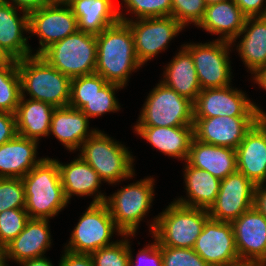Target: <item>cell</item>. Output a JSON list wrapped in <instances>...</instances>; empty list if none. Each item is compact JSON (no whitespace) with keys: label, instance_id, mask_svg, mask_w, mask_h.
I'll return each mask as SVG.
<instances>
[{"label":"cell","instance_id":"6da1fadb","mask_svg":"<svg viewBox=\"0 0 266 266\" xmlns=\"http://www.w3.org/2000/svg\"><path fill=\"white\" fill-rule=\"evenodd\" d=\"M96 42L95 73L108 83L125 87L132 71L142 67L135 53L130 26L119 20L96 35Z\"/></svg>","mask_w":266,"mask_h":266},{"label":"cell","instance_id":"7a4b0ae2","mask_svg":"<svg viewBox=\"0 0 266 266\" xmlns=\"http://www.w3.org/2000/svg\"><path fill=\"white\" fill-rule=\"evenodd\" d=\"M25 190V207L29 218L49 219L69 203L61 184L56 159L46 158L21 178Z\"/></svg>","mask_w":266,"mask_h":266},{"label":"cell","instance_id":"3957f363","mask_svg":"<svg viewBox=\"0 0 266 266\" xmlns=\"http://www.w3.org/2000/svg\"><path fill=\"white\" fill-rule=\"evenodd\" d=\"M21 79V97L66 107L70 101L71 78L62 74L40 55H30L17 61Z\"/></svg>","mask_w":266,"mask_h":266},{"label":"cell","instance_id":"277c9868","mask_svg":"<svg viewBox=\"0 0 266 266\" xmlns=\"http://www.w3.org/2000/svg\"><path fill=\"white\" fill-rule=\"evenodd\" d=\"M209 218L206 209L187 207L173 201L153 219L150 230L160 246L193 248Z\"/></svg>","mask_w":266,"mask_h":266},{"label":"cell","instance_id":"5b68a950","mask_svg":"<svg viewBox=\"0 0 266 266\" xmlns=\"http://www.w3.org/2000/svg\"><path fill=\"white\" fill-rule=\"evenodd\" d=\"M81 146L79 156L98 173L102 181L113 185L134 176V159L130 151L101 130H97Z\"/></svg>","mask_w":266,"mask_h":266},{"label":"cell","instance_id":"8992f818","mask_svg":"<svg viewBox=\"0 0 266 266\" xmlns=\"http://www.w3.org/2000/svg\"><path fill=\"white\" fill-rule=\"evenodd\" d=\"M40 56L71 79L94 74L97 57L96 35L77 30L53 43Z\"/></svg>","mask_w":266,"mask_h":266},{"label":"cell","instance_id":"52a82bcc","mask_svg":"<svg viewBox=\"0 0 266 266\" xmlns=\"http://www.w3.org/2000/svg\"><path fill=\"white\" fill-rule=\"evenodd\" d=\"M134 126H193V102L160 81L145 99Z\"/></svg>","mask_w":266,"mask_h":266},{"label":"cell","instance_id":"ba28073f","mask_svg":"<svg viewBox=\"0 0 266 266\" xmlns=\"http://www.w3.org/2000/svg\"><path fill=\"white\" fill-rule=\"evenodd\" d=\"M153 181L151 177L144 178L106 197L104 203L122 234L135 235L140 221L149 212L155 195Z\"/></svg>","mask_w":266,"mask_h":266},{"label":"cell","instance_id":"9c48e42d","mask_svg":"<svg viewBox=\"0 0 266 266\" xmlns=\"http://www.w3.org/2000/svg\"><path fill=\"white\" fill-rule=\"evenodd\" d=\"M114 232L123 235L116 227L107 205L104 202L91 203L71 232L65 249L73 253L91 254L113 244L110 240Z\"/></svg>","mask_w":266,"mask_h":266},{"label":"cell","instance_id":"30bf717a","mask_svg":"<svg viewBox=\"0 0 266 266\" xmlns=\"http://www.w3.org/2000/svg\"><path fill=\"white\" fill-rule=\"evenodd\" d=\"M119 20L130 26L133 35L134 48L141 65L153 59L168 43L177 36L184 27L172 16L136 19L124 17L118 11Z\"/></svg>","mask_w":266,"mask_h":266},{"label":"cell","instance_id":"8fae6325","mask_svg":"<svg viewBox=\"0 0 266 266\" xmlns=\"http://www.w3.org/2000/svg\"><path fill=\"white\" fill-rule=\"evenodd\" d=\"M232 45L231 42L220 39L204 44H183L193 58L201 89L231 85L229 50Z\"/></svg>","mask_w":266,"mask_h":266},{"label":"cell","instance_id":"7c38bea8","mask_svg":"<svg viewBox=\"0 0 266 266\" xmlns=\"http://www.w3.org/2000/svg\"><path fill=\"white\" fill-rule=\"evenodd\" d=\"M78 30V22L67 3L54 0L52 3L29 13V33L39 37L40 55L53 43L61 41Z\"/></svg>","mask_w":266,"mask_h":266},{"label":"cell","instance_id":"4fadbf2b","mask_svg":"<svg viewBox=\"0 0 266 266\" xmlns=\"http://www.w3.org/2000/svg\"><path fill=\"white\" fill-rule=\"evenodd\" d=\"M194 118L256 116L260 108L242 90L230 85L202 89L193 103Z\"/></svg>","mask_w":266,"mask_h":266},{"label":"cell","instance_id":"5bb4252c","mask_svg":"<svg viewBox=\"0 0 266 266\" xmlns=\"http://www.w3.org/2000/svg\"><path fill=\"white\" fill-rule=\"evenodd\" d=\"M255 187L241 172L229 174L220 182L219 193L208 210L210 218L232 223L253 207Z\"/></svg>","mask_w":266,"mask_h":266},{"label":"cell","instance_id":"9a60e30c","mask_svg":"<svg viewBox=\"0 0 266 266\" xmlns=\"http://www.w3.org/2000/svg\"><path fill=\"white\" fill-rule=\"evenodd\" d=\"M194 251L210 266L239 261L232 223L209 218L196 239Z\"/></svg>","mask_w":266,"mask_h":266},{"label":"cell","instance_id":"2e32d148","mask_svg":"<svg viewBox=\"0 0 266 266\" xmlns=\"http://www.w3.org/2000/svg\"><path fill=\"white\" fill-rule=\"evenodd\" d=\"M256 116L194 118L193 135L200 142L237 149Z\"/></svg>","mask_w":266,"mask_h":266},{"label":"cell","instance_id":"e0dca14e","mask_svg":"<svg viewBox=\"0 0 266 266\" xmlns=\"http://www.w3.org/2000/svg\"><path fill=\"white\" fill-rule=\"evenodd\" d=\"M240 260L266 265V217L254 206L232 222Z\"/></svg>","mask_w":266,"mask_h":266},{"label":"cell","instance_id":"ac0fdd59","mask_svg":"<svg viewBox=\"0 0 266 266\" xmlns=\"http://www.w3.org/2000/svg\"><path fill=\"white\" fill-rule=\"evenodd\" d=\"M18 16V9L0 0V46L13 60H21L33 55L28 46L29 14L22 11Z\"/></svg>","mask_w":266,"mask_h":266},{"label":"cell","instance_id":"d6986e66","mask_svg":"<svg viewBox=\"0 0 266 266\" xmlns=\"http://www.w3.org/2000/svg\"><path fill=\"white\" fill-rule=\"evenodd\" d=\"M49 219L30 218L25 228L4 248L7 259L17 263L43 257L51 246Z\"/></svg>","mask_w":266,"mask_h":266},{"label":"cell","instance_id":"ffe728a7","mask_svg":"<svg viewBox=\"0 0 266 266\" xmlns=\"http://www.w3.org/2000/svg\"><path fill=\"white\" fill-rule=\"evenodd\" d=\"M57 165L64 194L68 201L72 195L91 196L95 194L91 203L105 202L107 196L98 191L102 179L80 156L68 164H62L57 160Z\"/></svg>","mask_w":266,"mask_h":266},{"label":"cell","instance_id":"44dd1931","mask_svg":"<svg viewBox=\"0 0 266 266\" xmlns=\"http://www.w3.org/2000/svg\"><path fill=\"white\" fill-rule=\"evenodd\" d=\"M186 162L194 168L207 171L222 180L237 171L236 151L225 146H216L191 140Z\"/></svg>","mask_w":266,"mask_h":266},{"label":"cell","instance_id":"7402d4cb","mask_svg":"<svg viewBox=\"0 0 266 266\" xmlns=\"http://www.w3.org/2000/svg\"><path fill=\"white\" fill-rule=\"evenodd\" d=\"M38 141L16 135L0 145V178H23L44 158L37 159Z\"/></svg>","mask_w":266,"mask_h":266},{"label":"cell","instance_id":"603a6c76","mask_svg":"<svg viewBox=\"0 0 266 266\" xmlns=\"http://www.w3.org/2000/svg\"><path fill=\"white\" fill-rule=\"evenodd\" d=\"M235 151L237 171L255 186L266 184V138L255 125L245 134Z\"/></svg>","mask_w":266,"mask_h":266},{"label":"cell","instance_id":"cb8c5ba5","mask_svg":"<svg viewBox=\"0 0 266 266\" xmlns=\"http://www.w3.org/2000/svg\"><path fill=\"white\" fill-rule=\"evenodd\" d=\"M89 131V119L81 110L70 106L55 108L49 135L52 133L69 151L80 149L97 130Z\"/></svg>","mask_w":266,"mask_h":266},{"label":"cell","instance_id":"d4e9b609","mask_svg":"<svg viewBox=\"0 0 266 266\" xmlns=\"http://www.w3.org/2000/svg\"><path fill=\"white\" fill-rule=\"evenodd\" d=\"M246 18L234 0H226L206 6L197 27L211 34H221L217 39L232 42L243 29Z\"/></svg>","mask_w":266,"mask_h":266},{"label":"cell","instance_id":"484cf974","mask_svg":"<svg viewBox=\"0 0 266 266\" xmlns=\"http://www.w3.org/2000/svg\"><path fill=\"white\" fill-rule=\"evenodd\" d=\"M140 137L148 141L154 148L170 157L186 162L193 135V126L154 127L134 126Z\"/></svg>","mask_w":266,"mask_h":266},{"label":"cell","instance_id":"4316f807","mask_svg":"<svg viewBox=\"0 0 266 266\" xmlns=\"http://www.w3.org/2000/svg\"><path fill=\"white\" fill-rule=\"evenodd\" d=\"M67 4L82 32L98 35L119 21V8L112 0H69Z\"/></svg>","mask_w":266,"mask_h":266},{"label":"cell","instance_id":"83f0119b","mask_svg":"<svg viewBox=\"0 0 266 266\" xmlns=\"http://www.w3.org/2000/svg\"><path fill=\"white\" fill-rule=\"evenodd\" d=\"M241 35L243 36L236 50L252 74L258 68L266 66V16L247 17L243 29L231 43L234 44Z\"/></svg>","mask_w":266,"mask_h":266},{"label":"cell","instance_id":"f1b7e54d","mask_svg":"<svg viewBox=\"0 0 266 266\" xmlns=\"http://www.w3.org/2000/svg\"><path fill=\"white\" fill-rule=\"evenodd\" d=\"M54 110L51 104L21 97L15 112L17 135L38 142L48 136Z\"/></svg>","mask_w":266,"mask_h":266},{"label":"cell","instance_id":"f546056e","mask_svg":"<svg viewBox=\"0 0 266 266\" xmlns=\"http://www.w3.org/2000/svg\"><path fill=\"white\" fill-rule=\"evenodd\" d=\"M187 198L175 199V202L187 207L209 210L219 193L221 180L207 171L194 168L187 162L184 167Z\"/></svg>","mask_w":266,"mask_h":266},{"label":"cell","instance_id":"4dcf8cb0","mask_svg":"<svg viewBox=\"0 0 266 266\" xmlns=\"http://www.w3.org/2000/svg\"><path fill=\"white\" fill-rule=\"evenodd\" d=\"M164 71L162 83L193 103L201 89L191 54L181 46Z\"/></svg>","mask_w":266,"mask_h":266},{"label":"cell","instance_id":"1f68e13d","mask_svg":"<svg viewBox=\"0 0 266 266\" xmlns=\"http://www.w3.org/2000/svg\"><path fill=\"white\" fill-rule=\"evenodd\" d=\"M21 98L17 61L0 66V111L15 114Z\"/></svg>","mask_w":266,"mask_h":266},{"label":"cell","instance_id":"d6a6232c","mask_svg":"<svg viewBox=\"0 0 266 266\" xmlns=\"http://www.w3.org/2000/svg\"><path fill=\"white\" fill-rule=\"evenodd\" d=\"M123 88L115 83H106L92 97L85 100V105L80 109L88 118L102 116L105 113L120 110L119 102L115 97V90Z\"/></svg>","mask_w":266,"mask_h":266},{"label":"cell","instance_id":"836d02e7","mask_svg":"<svg viewBox=\"0 0 266 266\" xmlns=\"http://www.w3.org/2000/svg\"><path fill=\"white\" fill-rule=\"evenodd\" d=\"M106 83L107 81L96 73L72 78L68 106L80 110L85 105V100L92 97Z\"/></svg>","mask_w":266,"mask_h":266},{"label":"cell","instance_id":"e575fe53","mask_svg":"<svg viewBox=\"0 0 266 266\" xmlns=\"http://www.w3.org/2000/svg\"><path fill=\"white\" fill-rule=\"evenodd\" d=\"M125 240L115 241L113 244L102 247L90 255L95 266H128V237L135 235H122ZM127 236V237H126Z\"/></svg>","mask_w":266,"mask_h":266},{"label":"cell","instance_id":"d590c367","mask_svg":"<svg viewBox=\"0 0 266 266\" xmlns=\"http://www.w3.org/2000/svg\"><path fill=\"white\" fill-rule=\"evenodd\" d=\"M29 219L25 209H8L0 213V245L2 248L18 236Z\"/></svg>","mask_w":266,"mask_h":266},{"label":"cell","instance_id":"8d00e7d4","mask_svg":"<svg viewBox=\"0 0 266 266\" xmlns=\"http://www.w3.org/2000/svg\"><path fill=\"white\" fill-rule=\"evenodd\" d=\"M25 199L21 178H0V213L8 209H24Z\"/></svg>","mask_w":266,"mask_h":266},{"label":"cell","instance_id":"74e56055","mask_svg":"<svg viewBox=\"0 0 266 266\" xmlns=\"http://www.w3.org/2000/svg\"><path fill=\"white\" fill-rule=\"evenodd\" d=\"M136 19L171 16L172 0H122Z\"/></svg>","mask_w":266,"mask_h":266},{"label":"cell","instance_id":"f35d334b","mask_svg":"<svg viewBox=\"0 0 266 266\" xmlns=\"http://www.w3.org/2000/svg\"><path fill=\"white\" fill-rule=\"evenodd\" d=\"M205 9L204 0H172L171 16L183 27L190 22L198 26L204 17Z\"/></svg>","mask_w":266,"mask_h":266},{"label":"cell","instance_id":"ab89813d","mask_svg":"<svg viewBox=\"0 0 266 266\" xmlns=\"http://www.w3.org/2000/svg\"><path fill=\"white\" fill-rule=\"evenodd\" d=\"M163 266H210L193 248L161 246Z\"/></svg>","mask_w":266,"mask_h":266},{"label":"cell","instance_id":"60d3db41","mask_svg":"<svg viewBox=\"0 0 266 266\" xmlns=\"http://www.w3.org/2000/svg\"><path fill=\"white\" fill-rule=\"evenodd\" d=\"M128 241V253H129V265L128 266H141V263L146 266H163V259L161 253V246L159 242L155 239V242L148 244L144 249H141L137 253V259L133 261V255L131 251V245Z\"/></svg>","mask_w":266,"mask_h":266},{"label":"cell","instance_id":"b9f144b4","mask_svg":"<svg viewBox=\"0 0 266 266\" xmlns=\"http://www.w3.org/2000/svg\"><path fill=\"white\" fill-rule=\"evenodd\" d=\"M17 135L15 114L0 111V145Z\"/></svg>","mask_w":266,"mask_h":266},{"label":"cell","instance_id":"7bdbcfd3","mask_svg":"<svg viewBox=\"0 0 266 266\" xmlns=\"http://www.w3.org/2000/svg\"><path fill=\"white\" fill-rule=\"evenodd\" d=\"M234 1L240 7L242 13L246 17L266 16V7L262 8L266 0H234Z\"/></svg>","mask_w":266,"mask_h":266},{"label":"cell","instance_id":"ee69618b","mask_svg":"<svg viewBox=\"0 0 266 266\" xmlns=\"http://www.w3.org/2000/svg\"><path fill=\"white\" fill-rule=\"evenodd\" d=\"M59 266H95L90 254L73 253L64 249Z\"/></svg>","mask_w":266,"mask_h":266},{"label":"cell","instance_id":"f6af8a7d","mask_svg":"<svg viewBox=\"0 0 266 266\" xmlns=\"http://www.w3.org/2000/svg\"><path fill=\"white\" fill-rule=\"evenodd\" d=\"M3 2L13 5L15 8L25 11L28 14L32 11L38 10L54 0H1Z\"/></svg>","mask_w":266,"mask_h":266},{"label":"cell","instance_id":"bcb514c9","mask_svg":"<svg viewBox=\"0 0 266 266\" xmlns=\"http://www.w3.org/2000/svg\"><path fill=\"white\" fill-rule=\"evenodd\" d=\"M266 185L261 184L255 187L253 206L266 217Z\"/></svg>","mask_w":266,"mask_h":266},{"label":"cell","instance_id":"7dc6e473","mask_svg":"<svg viewBox=\"0 0 266 266\" xmlns=\"http://www.w3.org/2000/svg\"><path fill=\"white\" fill-rule=\"evenodd\" d=\"M21 266H54L45 256L28 259L19 263Z\"/></svg>","mask_w":266,"mask_h":266},{"label":"cell","instance_id":"c3c4849f","mask_svg":"<svg viewBox=\"0 0 266 266\" xmlns=\"http://www.w3.org/2000/svg\"><path fill=\"white\" fill-rule=\"evenodd\" d=\"M252 74H254V81L257 83L260 88L266 90V66L258 68Z\"/></svg>","mask_w":266,"mask_h":266},{"label":"cell","instance_id":"681fc988","mask_svg":"<svg viewBox=\"0 0 266 266\" xmlns=\"http://www.w3.org/2000/svg\"><path fill=\"white\" fill-rule=\"evenodd\" d=\"M254 125L264 134L266 138V113L262 109L257 112Z\"/></svg>","mask_w":266,"mask_h":266},{"label":"cell","instance_id":"f907efd6","mask_svg":"<svg viewBox=\"0 0 266 266\" xmlns=\"http://www.w3.org/2000/svg\"><path fill=\"white\" fill-rule=\"evenodd\" d=\"M12 61H13V59L0 46V66L7 65V64L11 63Z\"/></svg>","mask_w":266,"mask_h":266},{"label":"cell","instance_id":"816d5d0a","mask_svg":"<svg viewBox=\"0 0 266 266\" xmlns=\"http://www.w3.org/2000/svg\"><path fill=\"white\" fill-rule=\"evenodd\" d=\"M222 266H257V264L250 262V261L239 260L235 263L222 265Z\"/></svg>","mask_w":266,"mask_h":266},{"label":"cell","instance_id":"f5cc1de1","mask_svg":"<svg viewBox=\"0 0 266 266\" xmlns=\"http://www.w3.org/2000/svg\"><path fill=\"white\" fill-rule=\"evenodd\" d=\"M9 260L6 257V254L4 252V250L0 253V266H8V264L6 262H8Z\"/></svg>","mask_w":266,"mask_h":266},{"label":"cell","instance_id":"db71d44e","mask_svg":"<svg viewBox=\"0 0 266 266\" xmlns=\"http://www.w3.org/2000/svg\"><path fill=\"white\" fill-rule=\"evenodd\" d=\"M223 1H226V0H204V3L206 6H208V5L223 2Z\"/></svg>","mask_w":266,"mask_h":266},{"label":"cell","instance_id":"11a10c76","mask_svg":"<svg viewBox=\"0 0 266 266\" xmlns=\"http://www.w3.org/2000/svg\"><path fill=\"white\" fill-rule=\"evenodd\" d=\"M60 1L67 3L69 0H60Z\"/></svg>","mask_w":266,"mask_h":266},{"label":"cell","instance_id":"9f6ffc18","mask_svg":"<svg viewBox=\"0 0 266 266\" xmlns=\"http://www.w3.org/2000/svg\"><path fill=\"white\" fill-rule=\"evenodd\" d=\"M3 251V248H2V246L0 245V253Z\"/></svg>","mask_w":266,"mask_h":266}]
</instances>
